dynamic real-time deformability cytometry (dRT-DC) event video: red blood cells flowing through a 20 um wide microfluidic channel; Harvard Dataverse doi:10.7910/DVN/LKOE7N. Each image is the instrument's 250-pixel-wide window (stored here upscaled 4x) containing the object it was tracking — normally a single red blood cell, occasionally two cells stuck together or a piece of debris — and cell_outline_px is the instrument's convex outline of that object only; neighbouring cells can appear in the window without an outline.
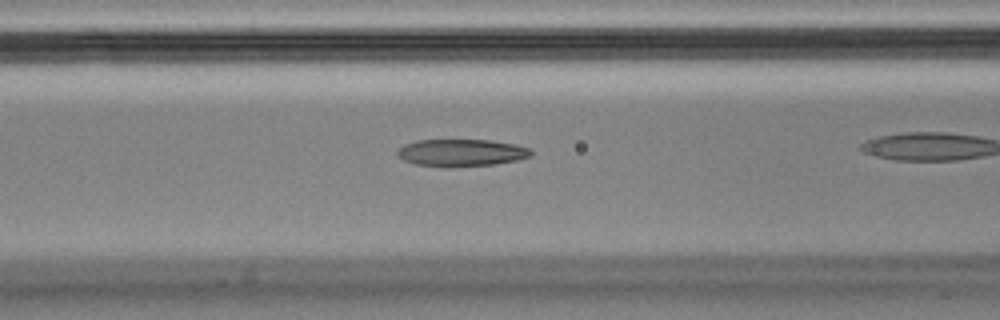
{"species": "Egyptian fruit bat (a non-hibernating species)", "species_latin": "Rousettus aegyptiacus", "temperature_condition": "cold", "stored_images_in_passage": 33, "camera_frame_rate_fps": 3000, "um_per_image_px": 0.085, "animal": {"sex": "male"}, "frame": {"image": 1, "passage_image": 15, "time_ms": 4.667, "image_size_px": [1000, 320], "cell_outline_px": [[532, 156], [516, 160], [496, 164], [444, 168], [416, 164], [404, 160], [396, 152], [404, 144], [416, 140], [492, 140], [516, 144], [532, 148]], "centroid_in_image_um": [39.25, 12.98], "position_along_channel_um": 127.3, "area_um2": 21.44}}